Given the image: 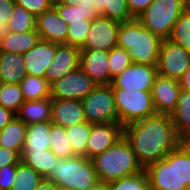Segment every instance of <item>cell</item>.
Instances as JSON below:
<instances>
[{
	"mask_svg": "<svg viewBox=\"0 0 190 190\" xmlns=\"http://www.w3.org/2000/svg\"><path fill=\"white\" fill-rule=\"evenodd\" d=\"M123 136L143 168L164 159L183 142L175 131L171 116L161 113L123 126Z\"/></svg>",
	"mask_w": 190,
	"mask_h": 190,
	"instance_id": "6da1fadb",
	"label": "cell"
},
{
	"mask_svg": "<svg viewBox=\"0 0 190 190\" xmlns=\"http://www.w3.org/2000/svg\"><path fill=\"white\" fill-rule=\"evenodd\" d=\"M144 170L150 190H190V144L182 142Z\"/></svg>",
	"mask_w": 190,
	"mask_h": 190,
	"instance_id": "7a4b0ae2",
	"label": "cell"
},
{
	"mask_svg": "<svg viewBox=\"0 0 190 190\" xmlns=\"http://www.w3.org/2000/svg\"><path fill=\"white\" fill-rule=\"evenodd\" d=\"M163 39L146 29L136 18L120 23L117 46L125 48L133 63L157 65Z\"/></svg>",
	"mask_w": 190,
	"mask_h": 190,
	"instance_id": "3957f363",
	"label": "cell"
},
{
	"mask_svg": "<svg viewBox=\"0 0 190 190\" xmlns=\"http://www.w3.org/2000/svg\"><path fill=\"white\" fill-rule=\"evenodd\" d=\"M92 162L99 182L105 183L132 176L144 170L124 136L104 153L92 158Z\"/></svg>",
	"mask_w": 190,
	"mask_h": 190,
	"instance_id": "277c9868",
	"label": "cell"
},
{
	"mask_svg": "<svg viewBox=\"0 0 190 190\" xmlns=\"http://www.w3.org/2000/svg\"><path fill=\"white\" fill-rule=\"evenodd\" d=\"M59 188L89 190L99 182L92 159L84 156L58 158L50 175L46 178Z\"/></svg>",
	"mask_w": 190,
	"mask_h": 190,
	"instance_id": "5b68a950",
	"label": "cell"
},
{
	"mask_svg": "<svg viewBox=\"0 0 190 190\" xmlns=\"http://www.w3.org/2000/svg\"><path fill=\"white\" fill-rule=\"evenodd\" d=\"M187 0H154L136 19L153 34L168 39Z\"/></svg>",
	"mask_w": 190,
	"mask_h": 190,
	"instance_id": "8992f818",
	"label": "cell"
},
{
	"mask_svg": "<svg viewBox=\"0 0 190 190\" xmlns=\"http://www.w3.org/2000/svg\"><path fill=\"white\" fill-rule=\"evenodd\" d=\"M118 123L125 126L131 122L142 120L156 113L150 91L126 90L112 88Z\"/></svg>",
	"mask_w": 190,
	"mask_h": 190,
	"instance_id": "52a82bcc",
	"label": "cell"
},
{
	"mask_svg": "<svg viewBox=\"0 0 190 190\" xmlns=\"http://www.w3.org/2000/svg\"><path fill=\"white\" fill-rule=\"evenodd\" d=\"M81 101L88 123L118 122L115 96L111 84L97 85Z\"/></svg>",
	"mask_w": 190,
	"mask_h": 190,
	"instance_id": "ba28073f",
	"label": "cell"
},
{
	"mask_svg": "<svg viewBox=\"0 0 190 190\" xmlns=\"http://www.w3.org/2000/svg\"><path fill=\"white\" fill-rule=\"evenodd\" d=\"M190 64V52L163 39L157 61L158 74L179 81Z\"/></svg>",
	"mask_w": 190,
	"mask_h": 190,
	"instance_id": "9c48e42d",
	"label": "cell"
},
{
	"mask_svg": "<svg viewBox=\"0 0 190 190\" xmlns=\"http://www.w3.org/2000/svg\"><path fill=\"white\" fill-rule=\"evenodd\" d=\"M98 84L80 67L51 84L52 99L82 100Z\"/></svg>",
	"mask_w": 190,
	"mask_h": 190,
	"instance_id": "30bf717a",
	"label": "cell"
},
{
	"mask_svg": "<svg viewBox=\"0 0 190 190\" xmlns=\"http://www.w3.org/2000/svg\"><path fill=\"white\" fill-rule=\"evenodd\" d=\"M119 27L120 22L104 16L92 19L86 40L80 49H96L109 52L117 46Z\"/></svg>",
	"mask_w": 190,
	"mask_h": 190,
	"instance_id": "8fae6325",
	"label": "cell"
},
{
	"mask_svg": "<svg viewBox=\"0 0 190 190\" xmlns=\"http://www.w3.org/2000/svg\"><path fill=\"white\" fill-rule=\"evenodd\" d=\"M157 75L156 65L133 63L112 79L111 86L151 92Z\"/></svg>",
	"mask_w": 190,
	"mask_h": 190,
	"instance_id": "7c38bea8",
	"label": "cell"
},
{
	"mask_svg": "<svg viewBox=\"0 0 190 190\" xmlns=\"http://www.w3.org/2000/svg\"><path fill=\"white\" fill-rule=\"evenodd\" d=\"M123 137V126L118 122L92 124L87 141L86 157L89 159L104 153Z\"/></svg>",
	"mask_w": 190,
	"mask_h": 190,
	"instance_id": "4fadbf2b",
	"label": "cell"
},
{
	"mask_svg": "<svg viewBox=\"0 0 190 190\" xmlns=\"http://www.w3.org/2000/svg\"><path fill=\"white\" fill-rule=\"evenodd\" d=\"M80 48L56 43V53L48 66L45 78L51 85L55 81L65 77L79 67Z\"/></svg>",
	"mask_w": 190,
	"mask_h": 190,
	"instance_id": "5bb4252c",
	"label": "cell"
},
{
	"mask_svg": "<svg viewBox=\"0 0 190 190\" xmlns=\"http://www.w3.org/2000/svg\"><path fill=\"white\" fill-rule=\"evenodd\" d=\"M180 90L179 81L158 74L151 91L156 113L170 115L177 106Z\"/></svg>",
	"mask_w": 190,
	"mask_h": 190,
	"instance_id": "9a60e30c",
	"label": "cell"
},
{
	"mask_svg": "<svg viewBox=\"0 0 190 190\" xmlns=\"http://www.w3.org/2000/svg\"><path fill=\"white\" fill-rule=\"evenodd\" d=\"M109 52L96 49H80L79 67L98 85L110 84Z\"/></svg>",
	"mask_w": 190,
	"mask_h": 190,
	"instance_id": "2e32d148",
	"label": "cell"
},
{
	"mask_svg": "<svg viewBox=\"0 0 190 190\" xmlns=\"http://www.w3.org/2000/svg\"><path fill=\"white\" fill-rule=\"evenodd\" d=\"M36 30L43 41L67 44L68 25L54 7L36 17Z\"/></svg>",
	"mask_w": 190,
	"mask_h": 190,
	"instance_id": "e0dca14e",
	"label": "cell"
},
{
	"mask_svg": "<svg viewBox=\"0 0 190 190\" xmlns=\"http://www.w3.org/2000/svg\"><path fill=\"white\" fill-rule=\"evenodd\" d=\"M56 53V43L40 40L23 54L27 75L45 78L48 66Z\"/></svg>",
	"mask_w": 190,
	"mask_h": 190,
	"instance_id": "ac0fdd59",
	"label": "cell"
},
{
	"mask_svg": "<svg viewBox=\"0 0 190 190\" xmlns=\"http://www.w3.org/2000/svg\"><path fill=\"white\" fill-rule=\"evenodd\" d=\"M51 122L65 128L87 122L82 101L73 99H52Z\"/></svg>",
	"mask_w": 190,
	"mask_h": 190,
	"instance_id": "d6986e66",
	"label": "cell"
},
{
	"mask_svg": "<svg viewBox=\"0 0 190 190\" xmlns=\"http://www.w3.org/2000/svg\"><path fill=\"white\" fill-rule=\"evenodd\" d=\"M15 117L26 125L51 121L52 98L25 101L15 113Z\"/></svg>",
	"mask_w": 190,
	"mask_h": 190,
	"instance_id": "ffe728a7",
	"label": "cell"
},
{
	"mask_svg": "<svg viewBox=\"0 0 190 190\" xmlns=\"http://www.w3.org/2000/svg\"><path fill=\"white\" fill-rule=\"evenodd\" d=\"M26 75L23 55L0 51V83L19 84Z\"/></svg>",
	"mask_w": 190,
	"mask_h": 190,
	"instance_id": "44dd1931",
	"label": "cell"
},
{
	"mask_svg": "<svg viewBox=\"0 0 190 190\" xmlns=\"http://www.w3.org/2000/svg\"><path fill=\"white\" fill-rule=\"evenodd\" d=\"M41 40L36 29L27 32H9L0 43V51L23 55Z\"/></svg>",
	"mask_w": 190,
	"mask_h": 190,
	"instance_id": "7402d4cb",
	"label": "cell"
},
{
	"mask_svg": "<svg viewBox=\"0 0 190 190\" xmlns=\"http://www.w3.org/2000/svg\"><path fill=\"white\" fill-rule=\"evenodd\" d=\"M27 125L14 117L2 130H0V147L22 153Z\"/></svg>",
	"mask_w": 190,
	"mask_h": 190,
	"instance_id": "603a6c76",
	"label": "cell"
},
{
	"mask_svg": "<svg viewBox=\"0 0 190 190\" xmlns=\"http://www.w3.org/2000/svg\"><path fill=\"white\" fill-rule=\"evenodd\" d=\"M53 123L39 122L27 125L25 144L22 151H44L50 149V128Z\"/></svg>",
	"mask_w": 190,
	"mask_h": 190,
	"instance_id": "cb8c5ba5",
	"label": "cell"
},
{
	"mask_svg": "<svg viewBox=\"0 0 190 190\" xmlns=\"http://www.w3.org/2000/svg\"><path fill=\"white\" fill-rule=\"evenodd\" d=\"M58 157L50 150L44 151H22L21 161L30 166L43 178H47L53 167L55 166Z\"/></svg>",
	"mask_w": 190,
	"mask_h": 190,
	"instance_id": "d4e9b609",
	"label": "cell"
},
{
	"mask_svg": "<svg viewBox=\"0 0 190 190\" xmlns=\"http://www.w3.org/2000/svg\"><path fill=\"white\" fill-rule=\"evenodd\" d=\"M170 116L176 133L184 140L190 134V92L180 90L177 106Z\"/></svg>",
	"mask_w": 190,
	"mask_h": 190,
	"instance_id": "484cf974",
	"label": "cell"
},
{
	"mask_svg": "<svg viewBox=\"0 0 190 190\" xmlns=\"http://www.w3.org/2000/svg\"><path fill=\"white\" fill-rule=\"evenodd\" d=\"M94 11L98 16L120 23L134 19L129 12L126 0H94Z\"/></svg>",
	"mask_w": 190,
	"mask_h": 190,
	"instance_id": "4316f807",
	"label": "cell"
},
{
	"mask_svg": "<svg viewBox=\"0 0 190 190\" xmlns=\"http://www.w3.org/2000/svg\"><path fill=\"white\" fill-rule=\"evenodd\" d=\"M25 101L51 97V85L46 78L26 75L19 83Z\"/></svg>",
	"mask_w": 190,
	"mask_h": 190,
	"instance_id": "83f0119b",
	"label": "cell"
},
{
	"mask_svg": "<svg viewBox=\"0 0 190 190\" xmlns=\"http://www.w3.org/2000/svg\"><path fill=\"white\" fill-rule=\"evenodd\" d=\"M49 137L50 150L58 158H70L76 156L69 143L65 127L52 124Z\"/></svg>",
	"mask_w": 190,
	"mask_h": 190,
	"instance_id": "f1b7e54d",
	"label": "cell"
},
{
	"mask_svg": "<svg viewBox=\"0 0 190 190\" xmlns=\"http://www.w3.org/2000/svg\"><path fill=\"white\" fill-rule=\"evenodd\" d=\"M91 126V123L84 122L66 128L67 137L75 155L86 157Z\"/></svg>",
	"mask_w": 190,
	"mask_h": 190,
	"instance_id": "f546056e",
	"label": "cell"
},
{
	"mask_svg": "<svg viewBox=\"0 0 190 190\" xmlns=\"http://www.w3.org/2000/svg\"><path fill=\"white\" fill-rule=\"evenodd\" d=\"M44 180L30 166L20 161L16 166V175L11 190H35V188Z\"/></svg>",
	"mask_w": 190,
	"mask_h": 190,
	"instance_id": "4dcf8cb0",
	"label": "cell"
},
{
	"mask_svg": "<svg viewBox=\"0 0 190 190\" xmlns=\"http://www.w3.org/2000/svg\"><path fill=\"white\" fill-rule=\"evenodd\" d=\"M53 7L68 26L72 23H84V20H92L98 17L95 11H84L79 5L54 2Z\"/></svg>",
	"mask_w": 190,
	"mask_h": 190,
	"instance_id": "1f68e13d",
	"label": "cell"
},
{
	"mask_svg": "<svg viewBox=\"0 0 190 190\" xmlns=\"http://www.w3.org/2000/svg\"><path fill=\"white\" fill-rule=\"evenodd\" d=\"M10 32H27L36 29V17L23 6L15 3L11 17L7 22Z\"/></svg>",
	"mask_w": 190,
	"mask_h": 190,
	"instance_id": "d6a6232c",
	"label": "cell"
},
{
	"mask_svg": "<svg viewBox=\"0 0 190 190\" xmlns=\"http://www.w3.org/2000/svg\"><path fill=\"white\" fill-rule=\"evenodd\" d=\"M168 39L190 52V12L187 9L175 22Z\"/></svg>",
	"mask_w": 190,
	"mask_h": 190,
	"instance_id": "836d02e7",
	"label": "cell"
},
{
	"mask_svg": "<svg viewBox=\"0 0 190 190\" xmlns=\"http://www.w3.org/2000/svg\"><path fill=\"white\" fill-rule=\"evenodd\" d=\"M25 102L19 84L0 83V106L16 113Z\"/></svg>",
	"mask_w": 190,
	"mask_h": 190,
	"instance_id": "e575fe53",
	"label": "cell"
},
{
	"mask_svg": "<svg viewBox=\"0 0 190 190\" xmlns=\"http://www.w3.org/2000/svg\"><path fill=\"white\" fill-rule=\"evenodd\" d=\"M110 190H150L145 170L108 183Z\"/></svg>",
	"mask_w": 190,
	"mask_h": 190,
	"instance_id": "d590c367",
	"label": "cell"
},
{
	"mask_svg": "<svg viewBox=\"0 0 190 190\" xmlns=\"http://www.w3.org/2000/svg\"><path fill=\"white\" fill-rule=\"evenodd\" d=\"M109 70H110V84L112 79L119 75L124 69L133 64L129 52L125 48L114 47L109 51Z\"/></svg>",
	"mask_w": 190,
	"mask_h": 190,
	"instance_id": "8d00e7d4",
	"label": "cell"
},
{
	"mask_svg": "<svg viewBox=\"0 0 190 190\" xmlns=\"http://www.w3.org/2000/svg\"><path fill=\"white\" fill-rule=\"evenodd\" d=\"M91 27V20L84 23H72L68 26L67 45L81 48L86 40V35Z\"/></svg>",
	"mask_w": 190,
	"mask_h": 190,
	"instance_id": "74e56055",
	"label": "cell"
},
{
	"mask_svg": "<svg viewBox=\"0 0 190 190\" xmlns=\"http://www.w3.org/2000/svg\"><path fill=\"white\" fill-rule=\"evenodd\" d=\"M16 4L23 6L35 17L53 7V0H15Z\"/></svg>",
	"mask_w": 190,
	"mask_h": 190,
	"instance_id": "f35d334b",
	"label": "cell"
},
{
	"mask_svg": "<svg viewBox=\"0 0 190 190\" xmlns=\"http://www.w3.org/2000/svg\"><path fill=\"white\" fill-rule=\"evenodd\" d=\"M17 165H6L0 169V190H11Z\"/></svg>",
	"mask_w": 190,
	"mask_h": 190,
	"instance_id": "ab89813d",
	"label": "cell"
},
{
	"mask_svg": "<svg viewBox=\"0 0 190 190\" xmlns=\"http://www.w3.org/2000/svg\"><path fill=\"white\" fill-rule=\"evenodd\" d=\"M21 155L14 150L0 147V169L6 165H18Z\"/></svg>",
	"mask_w": 190,
	"mask_h": 190,
	"instance_id": "60d3db41",
	"label": "cell"
},
{
	"mask_svg": "<svg viewBox=\"0 0 190 190\" xmlns=\"http://www.w3.org/2000/svg\"><path fill=\"white\" fill-rule=\"evenodd\" d=\"M154 0H126L129 12L137 18Z\"/></svg>",
	"mask_w": 190,
	"mask_h": 190,
	"instance_id": "b9f144b4",
	"label": "cell"
},
{
	"mask_svg": "<svg viewBox=\"0 0 190 190\" xmlns=\"http://www.w3.org/2000/svg\"><path fill=\"white\" fill-rule=\"evenodd\" d=\"M15 3V0H0V25H8Z\"/></svg>",
	"mask_w": 190,
	"mask_h": 190,
	"instance_id": "7bdbcfd3",
	"label": "cell"
},
{
	"mask_svg": "<svg viewBox=\"0 0 190 190\" xmlns=\"http://www.w3.org/2000/svg\"><path fill=\"white\" fill-rule=\"evenodd\" d=\"M14 117L15 113L3 106H0V130H2Z\"/></svg>",
	"mask_w": 190,
	"mask_h": 190,
	"instance_id": "ee69618b",
	"label": "cell"
},
{
	"mask_svg": "<svg viewBox=\"0 0 190 190\" xmlns=\"http://www.w3.org/2000/svg\"><path fill=\"white\" fill-rule=\"evenodd\" d=\"M181 90L190 92V64L179 80Z\"/></svg>",
	"mask_w": 190,
	"mask_h": 190,
	"instance_id": "f6af8a7d",
	"label": "cell"
},
{
	"mask_svg": "<svg viewBox=\"0 0 190 190\" xmlns=\"http://www.w3.org/2000/svg\"><path fill=\"white\" fill-rule=\"evenodd\" d=\"M59 187L50 180L44 178V180L35 188V190H58Z\"/></svg>",
	"mask_w": 190,
	"mask_h": 190,
	"instance_id": "bcb514c9",
	"label": "cell"
},
{
	"mask_svg": "<svg viewBox=\"0 0 190 190\" xmlns=\"http://www.w3.org/2000/svg\"><path fill=\"white\" fill-rule=\"evenodd\" d=\"M76 5L84 11H94V0H77Z\"/></svg>",
	"mask_w": 190,
	"mask_h": 190,
	"instance_id": "7dc6e473",
	"label": "cell"
},
{
	"mask_svg": "<svg viewBox=\"0 0 190 190\" xmlns=\"http://www.w3.org/2000/svg\"><path fill=\"white\" fill-rule=\"evenodd\" d=\"M89 190H110L109 184L105 182H98L96 185L91 187Z\"/></svg>",
	"mask_w": 190,
	"mask_h": 190,
	"instance_id": "c3c4849f",
	"label": "cell"
},
{
	"mask_svg": "<svg viewBox=\"0 0 190 190\" xmlns=\"http://www.w3.org/2000/svg\"><path fill=\"white\" fill-rule=\"evenodd\" d=\"M9 26L8 25H0V43L9 33Z\"/></svg>",
	"mask_w": 190,
	"mask_h": 190,
	"instance_id": "681fc988",
	"label": "cell"
},
{
	"mask_svg": "<svg viewBox=\"0 0 190 190\" xmlns=\"http://www.w3.org/2000/svg\"><path fill=\"white\" fill-rule=\"evenodd\" d=\"M54 2H61L64 4L76 5L77 0H56Z\"/></svg>",
	"mask_w": 190,
	"mask_h": 190,
	"instance_id": "f907efd6",
	"label": "cell"
},
{
	"mask_svg": "<svg viewBox=\"0 0 190 190\" xmlns=\"http://www.w3.org/2000/svg\"><path fill=\"white\" fill-rule=\"evenodd\" d=\"M183 142L190 144V134L183 140Z\"/></svg>",
	"mask_w": 190,
	"mask_h": 190,
	"instance_id": "816d5d0a",
	"label": "cell"
},
{
	"mask_svg": "<svg viewBox=\"0 0 190 190\" xmlns=\"http://www.w3.org/2000/svg\"><path fill=\"white\" fill-rule=\"evenodd\" d=\"M186 9L190 12V0H187Z\"/></svg>",
	"mask_w": 190,
	"mask_h": 190,
	"instance_id": "f5cc1de1",
	"label": "cell"
},
{
	"mask_svg": "<svg viewBox=\"0 0 190 190\" xmlns=\"http://www.w3.org/2000/svg\"><path fill=\"white\" fill-rule=\"evenodd\" d=\"M58 190H70V189H65V188H59Z\"/></svg>",
	"mask_w": 190,
	"mask_h": 190,
	"instance_id": "db71d44e",
	"label": "cell"
}]
</instances>
